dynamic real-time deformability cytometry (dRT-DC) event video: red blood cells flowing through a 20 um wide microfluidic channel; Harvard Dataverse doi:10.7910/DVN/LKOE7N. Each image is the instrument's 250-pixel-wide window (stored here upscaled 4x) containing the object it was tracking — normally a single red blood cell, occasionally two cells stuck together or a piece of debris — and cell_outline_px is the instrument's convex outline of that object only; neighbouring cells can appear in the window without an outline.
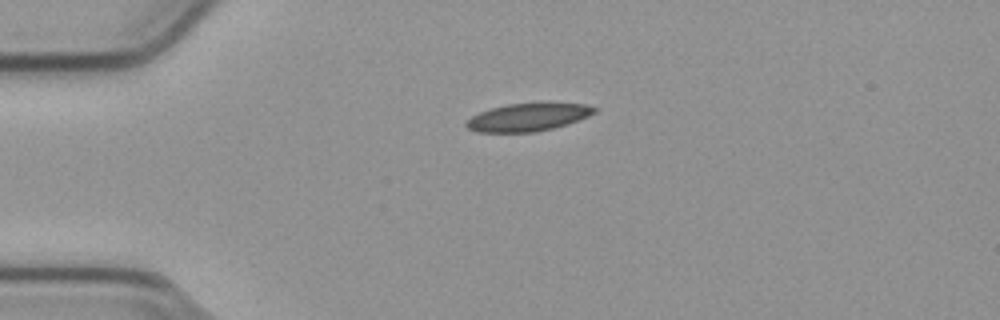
{"species": "common noctule bat (a hibernating species)", "species_latin": "Nyctalus noctula", "temperature_condition": "cold", "stored_images_in_passage": 42, "camera_frame_rate_fps": 3000, "um_per_image_px": 0.085, "animal": {"sex": "male", "body_mass_g": 23.1, "forearm_length_mm": 52.7}, "frame": {"image": 1, "passage_image": 1, "time_ms": 0.0, "image_size_px": [1000, 320], "cell_outline_px": [[600, 108], [596, 112], [588, 116], [568, 124], [536, 132], [476, 132], [468, 128], [464, 124], [472, 116], [480, 112], [492, 108], [508, 104], [540, 100], [548, 100], [588, 104]], "centroid_in_image_um": [44.99, 9.9], "position_along_channel_um": 40.0, "area_um2": 21.73}}
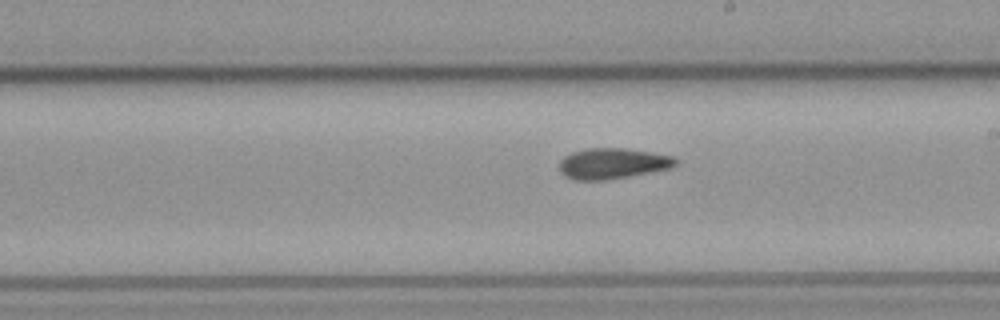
{"frame": {"image": 2, "passage_image": 19, "time_ms": 6.0, "image_size_px": [1000, 320], "cell_outline_px": [[680, 160], [672, 168], [628, 176], [604, 180], [572, 180], [564, 176], [560, 172], [560, 160], [564, 156], [572, 152], [588, 148], [624, 148], [672, 156]], "centroid_in_image_um": [52.05, 13.9], "position_along_channel_um": 236.9, "area_um2": 20.81}}
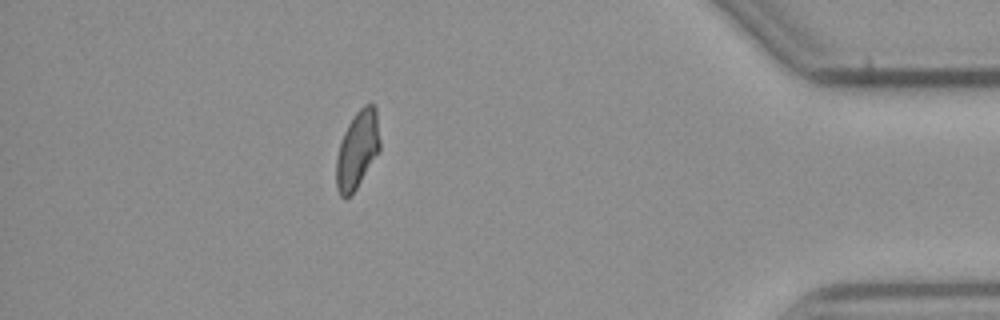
{"frame": {"image": 3, "passage_image": 36, "time_ms": 11.667, "image_size_px": [1000, 320], "cell_outline_px": [[380, 152], [352, 196], [344, 200], [340, 196], [336, 188], [336, 160], [340, 144], [344, 132], [348, 124], [356, 112], [364, 104], [376, 104], [380, 140]], "centroid_in_image_um": [30.39, 12.77], "position_along_channel_um": 404.8, "area_um2": 20.23}, "authors_computed_cell_mechanics": {"area_um2": 20.7213, "velocity_mm_per_s": 3.7836, "shape_relaxation_time_tau1_ms": null, "shape_relaxation_time_tau2_ms": 5.8926, "deformation_change_tau1": null, "deformation_change_tau2": 0.112}}